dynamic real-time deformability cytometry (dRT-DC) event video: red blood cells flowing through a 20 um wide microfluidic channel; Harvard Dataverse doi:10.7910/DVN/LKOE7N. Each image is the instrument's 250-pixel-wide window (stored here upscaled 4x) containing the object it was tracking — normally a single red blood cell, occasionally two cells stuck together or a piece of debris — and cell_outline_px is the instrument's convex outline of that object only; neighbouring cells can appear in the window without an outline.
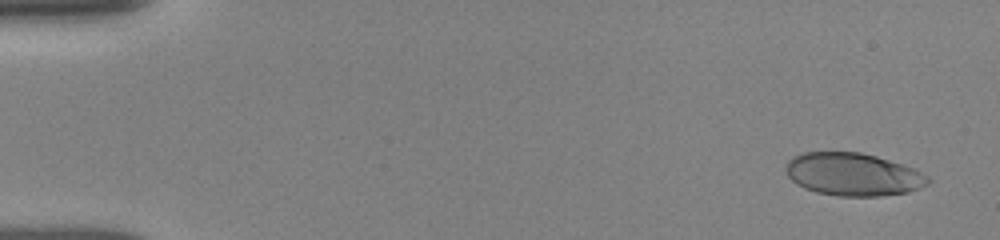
{"species": "human", "species_latin": "Homo sapiens", "temperature_condition": "room temperature", "stored_images_in_passage": 30, "camera_frame_rate_fps": 3000, "um_per_image_px": 0.085, "donor": {"sex": "female"}, "frame": {"image": 1, "passage_image": 4, "time_ms": 0.667, "image_size_px": [1000, 240], "cell_outline_px": [[932, 180], [928, 184], [920, 188], [908, 192], [880, 196], [840, 196], [816, 192], [804, 188], [796, 184], [788, 176], [788, 160], [792, 156], [804, 152], [860, 152], [876, 156], [916, 168], [928, 176]], "centroid_in_image_um": [72.55, 14.82], "position_along_channel_um": 12.4, "area_um2": 35.55}}
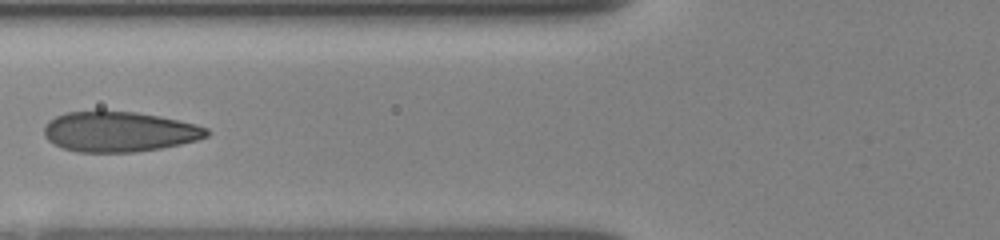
{"frame": {"image": 2, "passage_image": 24, "time_ms": 6.667, "image_size_px": [1000, 240], "cell_outline_px": [[208, 136], [196, 140], [180, 144], [160, 148], [132, 152], [76, 152], [52, 144], [44, 136], [44, 124], [48, 120], [64, 112], [136, 112], [160, 116], [196, 124], [208, 128]], "centroid_in_image_um": [10.1, 11.2], "position_along_channel_um": 115.7, "area_um2": 37.97}}
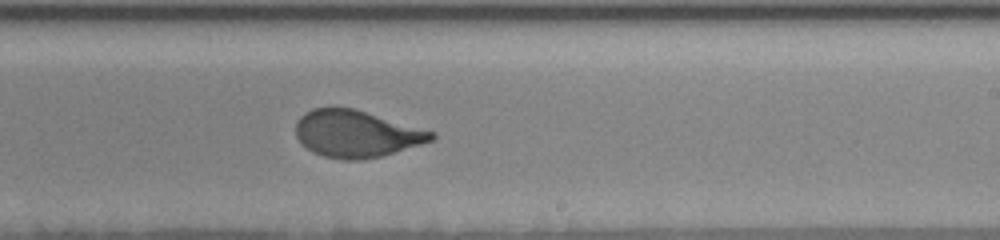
{"frame": {"image": 3, "passage_image": 30, "time_ms": 10.333, "image_size_px": [1000, 240], "cell_outline_px": [[436, 136], [432, 140], [420, 144], [380, 156], [360, 160], [344, 160], [324, 156], [312, 152], [296, 136], [296, 120], [304, 112], [312, 108], [332, 104], [336, 104], [352, 108], [436, 132]], "centroid_in_image_um": [30.23, 11.33], "position_along_channel_um": 258.8, "area_um2": 37.34}}